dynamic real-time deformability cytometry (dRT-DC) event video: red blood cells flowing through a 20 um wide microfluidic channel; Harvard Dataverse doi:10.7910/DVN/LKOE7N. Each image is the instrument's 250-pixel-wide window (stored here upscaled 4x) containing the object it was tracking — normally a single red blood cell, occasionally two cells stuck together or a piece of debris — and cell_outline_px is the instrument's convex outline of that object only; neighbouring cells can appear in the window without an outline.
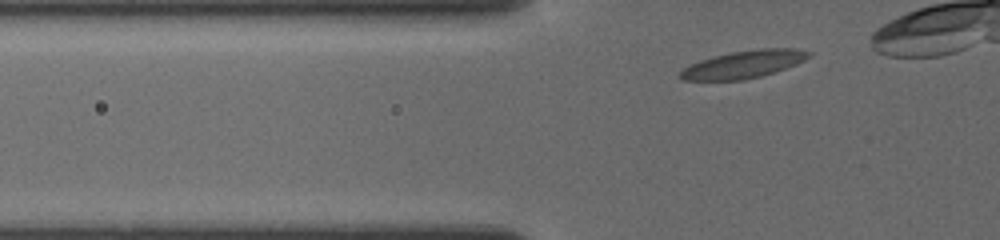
{"species": "common noctule bat (a hibernating species)", "species_latin": "Nyctalus noctula", "temperature_condition": "cold", "stored_images_in_passage": 4, "segment_of_instrument_passage": [2, 2], "camera_frame_rate_fps": 3000, "um_per_image_px": 0.085, "animal": {"sex": "female", "body_mass_g": 19.5, "forearm_length_mm": 54.1}, "frame": {"image": 1, "passage_image": 4, "time_ms": 2.667, "image_size_px": [1000, 240], "cell_outline_px": [[812, 56], [796, 64], [760, 76], [744, 80], [684, 80], [680, 76], [680, 72], [684, 68], [700, 60], [712, 56], [732, 52], [760, 48], [792, 48], [812, 52]], "centroid_in_image_um": [63.23, 5.46], "position_along_channel_um": 62.6, "area_um2": 20.4}}